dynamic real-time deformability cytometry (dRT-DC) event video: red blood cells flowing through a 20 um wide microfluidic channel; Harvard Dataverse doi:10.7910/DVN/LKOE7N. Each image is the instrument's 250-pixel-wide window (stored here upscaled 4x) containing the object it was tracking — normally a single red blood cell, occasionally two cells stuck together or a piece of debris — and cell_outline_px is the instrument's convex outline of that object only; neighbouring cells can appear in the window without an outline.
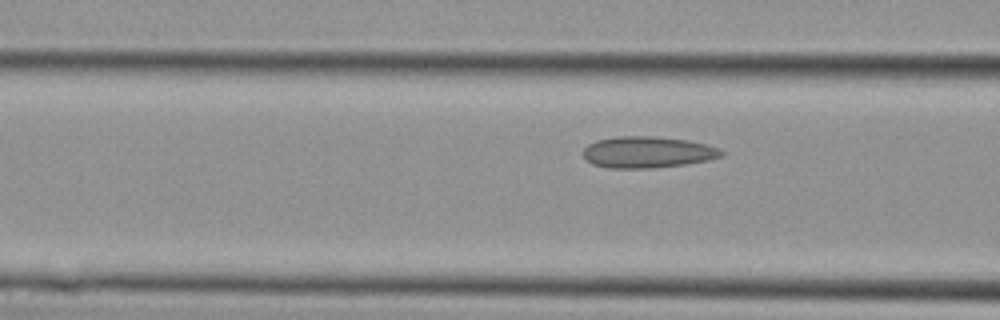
{"species": "Egyptian fruit bat (a non-hibernating species)", "species_latin": "Rousettus aegyptiacus", "temperature_condition": "cold", "stored_images_in_passage": 6, "segment_of_instrument_passage": [1, 2], "camera_frame_rate_fps": 3000, "um_per_image_px": 0.085, "animal": {"sex": "female"}, "frame": {"image": 1, "passage_image": 4, "time_ms": 1.0, "image_size_px": [1000, 320], "cell_outline_px": [[724, 156], [708, 160], [688, 164], [652, 168], [608, 168], [592, 164], [584, 160], [584, 148], [588, 144], [596, 140], [620, 136], [652, 136], [688, 140], [720, 148], [724, 152]], "centroid_in_image_um": [55.04, 12.94], "position_along_channel_um": 111.6, "area_um2": 25.49}}
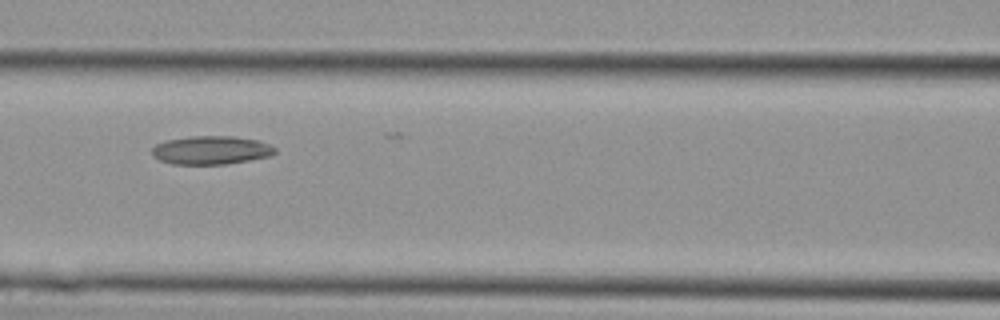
{"frame": {"image": 2, "passage_image": 5, "time_ms": 1.333, "image_size_px": [1000, 320], "cell_outline_px": [[276, 152], [268, 156], [248, 160], [224, 164], [172, 164], [160, 160], [152, 156], [152, 148], [156, 144], [168, 140], [192, 136], [232, 136], [260, 140], [276, 148]], "centroid_in_image_um": [17.93, 12.76], "position_along_channel_um": 148.7, "area_um2": 20.29}}